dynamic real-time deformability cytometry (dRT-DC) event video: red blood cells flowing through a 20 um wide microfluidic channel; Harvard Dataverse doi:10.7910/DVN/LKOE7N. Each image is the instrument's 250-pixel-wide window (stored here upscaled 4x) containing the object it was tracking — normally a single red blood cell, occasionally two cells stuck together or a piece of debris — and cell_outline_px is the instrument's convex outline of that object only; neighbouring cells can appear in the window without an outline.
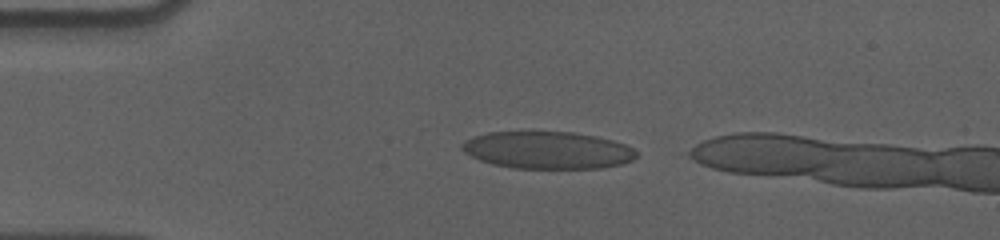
{"species": "human", "species_latin": "Homo sapiens", "temperature_condition": "cold", "stored_images_in_passage": 7, "camera_frame_rate_fps": 3000, "um_per_image_px": 0.085, "donor": {"sex": "male"}, "frame": {"image": 1, "passage_image": 3, "time_ms": 0.667, "image_size_px": [1000, 240], "cell_outline_px": [[636, 156], [632, 160], [620, 164], [600, 168], [512, 168], [492, 164], [480, 160], [464, 152], [460, 148], [460, 144], [464, 140], [488, 132], [572, 132], [596, 136], [612, 140], [624, 144], [632, 148], [636, 152]], "centroid_in_image_um": [46.51, 12.76], "position_along_channel_um": 38.5, "area_um2": 37.74}}